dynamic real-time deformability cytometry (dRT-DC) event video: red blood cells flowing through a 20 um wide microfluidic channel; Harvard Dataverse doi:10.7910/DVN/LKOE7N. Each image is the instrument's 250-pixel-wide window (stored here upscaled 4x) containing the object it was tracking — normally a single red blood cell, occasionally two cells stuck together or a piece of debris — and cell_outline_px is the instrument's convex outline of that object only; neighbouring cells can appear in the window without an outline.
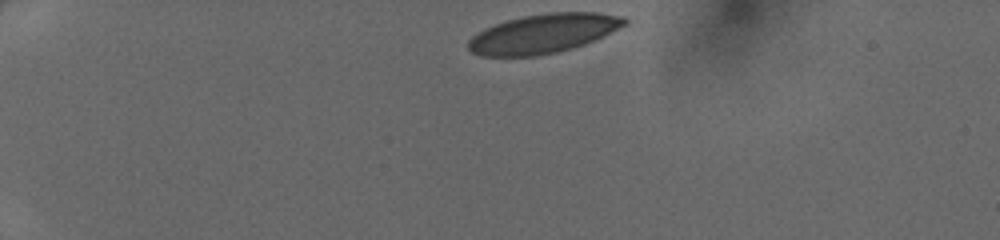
{"species": "human", "species_latin": "Homo sapiens", "temperature_condition": "cold", "stored_images_in_passage": 9, "camera_frame_rate_fps": 3000, "um_per_image_px": 0.085, "donor": {"sex": "female"}, "frame": {"image": 1, "passage_image": 1, "time_ms": 0.0, "image_size_px": [1000, 240], "cell_outline_px": [[628, 24], [584, 44], [572, 48], [556, 52], [536, 56], [480, 56], [472, 52], [468, 48], [468, 40], [476, 32], [484, 28], [508, 20], [524, 16], [552, 12], [600, 12], [624, 16], [628, 20]], "centroid_in_image_um": [46.18, 2.84], "position_along_channel_um": 38.8, "area_um2": 35.6}}
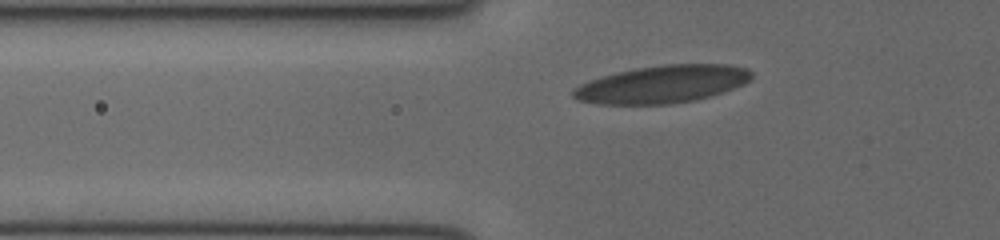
{"frame": {"image": 2, "passage_image": 7, "time_ms": 2.0, "image_size_px": [1000, 240], "cell_outline_px": [[752, 76], [744, 84], [708, 96], [692, 100], [668, 104], [600, 104], [580, 100], [572, 96], [572, 88], [580, 84], [600, 76], [616, 72], [636, 68], [664, 64], [728, 64], [748, 68], [752, 72]], "centroid_in_image_um": [56.26, 7.14], "position_along_channel_um": 69.5, "area_um2": 38.84}}